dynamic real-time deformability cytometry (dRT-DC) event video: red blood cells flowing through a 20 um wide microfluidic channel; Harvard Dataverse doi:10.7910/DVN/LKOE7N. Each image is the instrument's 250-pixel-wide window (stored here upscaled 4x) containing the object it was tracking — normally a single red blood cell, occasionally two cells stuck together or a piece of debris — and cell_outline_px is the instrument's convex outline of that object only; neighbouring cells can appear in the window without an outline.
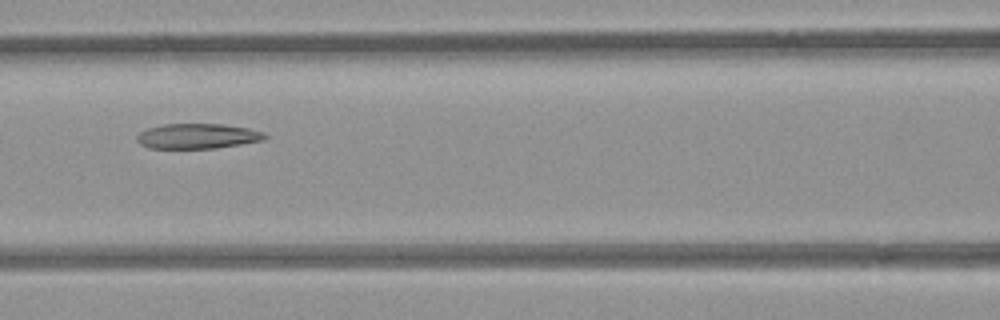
{"species": "common noctule bat (a hibernating species)", "species_latin": "Nyctalus noctula", "temperature_condition": "room temperature", "stored_images_in_passage": 8, "camera_frame_rate_fps": 3000, "um_per_image_px": 0.085, "animal": {"sex": "female", "body_mass_g": 21.9}, "frame": {"image": 1, "passage_image": 6, "time_ms": 1.667, "image_size_px": [1000, 320], "cell_outline_px": [[268, 136], [264, 140], [216, 148], [148, 148], [140, 144], [136, 140], [136, 136], [140, 132], [148, 128], [164, 124], [224, 124], [248, 128], [264, 132]], "centroid_in_image_um": [16.79, 11.57], "position_along_channel_um": 149.8, "area_um2": 18.73}}
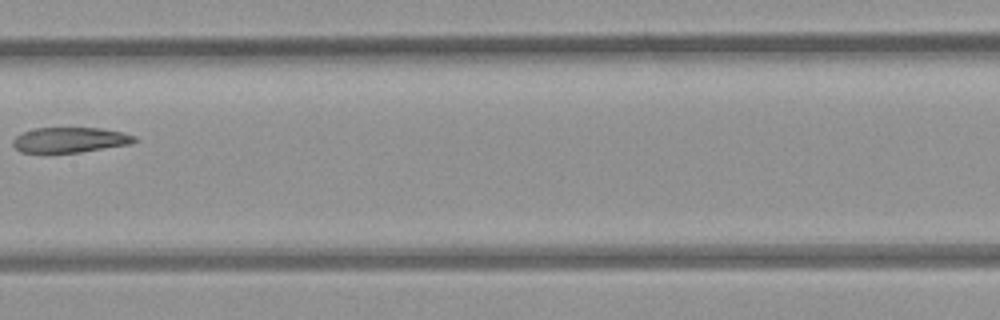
{"frame": {"image": 2, "passage_image": 7, "time_ms": 2.0, "image_size_px": [1000, 320], "cell_outline_px": [[136, 140], [132, 144], [80, 152], [20, 152], [12, 144], [12, 140], [20, 132], [36, 128], [100, 128], [124, 132], [136, 136]], "centroid_in_image_um": [5.96, 11.88], "position_along_channel_um": 201.4, "area_um2": 17.92}}
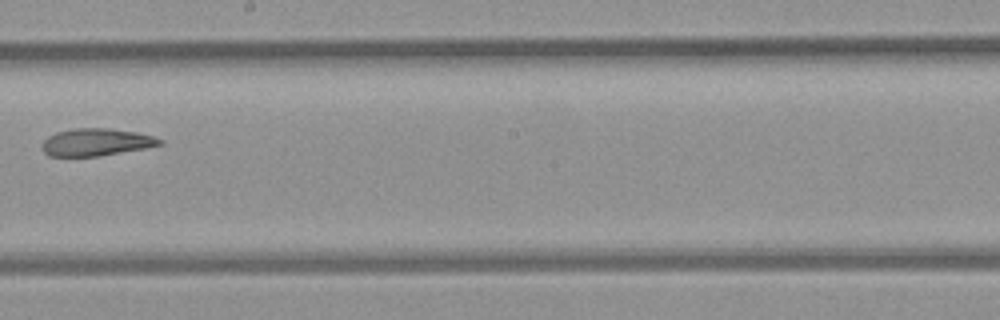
{"frame": {"image": 3, "passage_image": 8, "time_ms": 2.333, "image_size_px": [1000, 320], "cell_outline_px": [[164, 144], [144, 148], [100, 156], [48, 156], [40, 148], [44, 140], [48, 136], [56, 132], [76, 128], [112, 128], [136, 132], [152, 136], [164, 140]], "centroid_in_image_um": [8.17, 12.08], "position_along_channel_um": 240.0, "area_um2": 18.84}}